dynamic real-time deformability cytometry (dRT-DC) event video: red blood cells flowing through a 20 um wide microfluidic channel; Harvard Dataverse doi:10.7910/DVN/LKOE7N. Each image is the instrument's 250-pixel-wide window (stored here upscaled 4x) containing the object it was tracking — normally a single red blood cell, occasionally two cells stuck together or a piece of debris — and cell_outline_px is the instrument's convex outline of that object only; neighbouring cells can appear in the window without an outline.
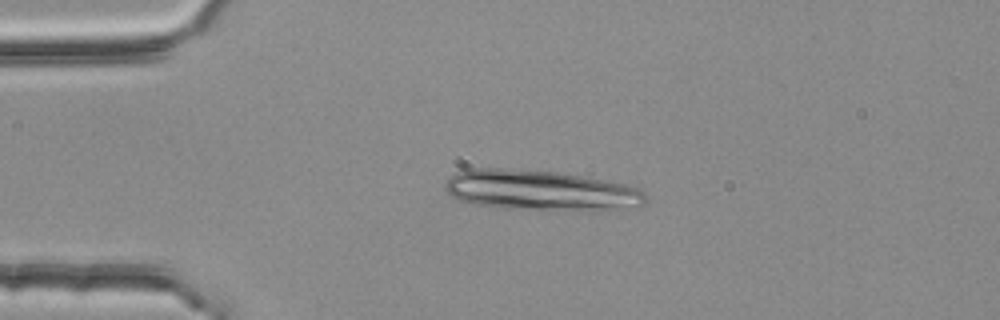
{"species": "common noctule bat (a hibernating species)", "species_latin": "Nyctalus noctula", "temperature_condition": "room temperature", "stored_images_in_passage": 3, "camera_frame_rate_fps": 3000, "um_per_image_px": 0.085, "animal": {"sex": "female", "body_mass_g": 25.1}, "frame": {"image": 1, "passage_image": 2, "time_ms": 0.333, "image_size_px": [1000, 320], "cell_outline_px": [[648, 200], [644, 204], [600, 212], [496, 208], [476, 204], [460, 200], [452, 196], [444, 188], [448, 180], [456, 172], [468, 168], [508, 168], [556, 172], [604, 180], [624, 184], [640, 188], [648, 196]], "centroid_in_image_um": [46.0, 16.2], "position_along_channel_um": 39.0, "area_um2": 47.74}}